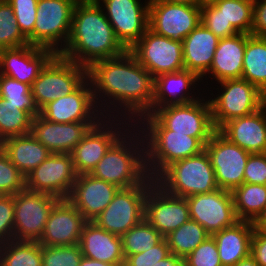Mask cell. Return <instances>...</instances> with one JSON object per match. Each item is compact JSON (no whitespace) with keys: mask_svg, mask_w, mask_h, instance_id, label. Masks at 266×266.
<instances>
[{"mask_svg":"<svg viewBox=\"0 0 266 266\" xmlns=\"http://www.w3.org/2000/svg\"><path fill=\"white\" fill-rule=\"evenodd\" d=\"M0 148L25 177L52 154L31 133L6 138Z\"/></svg>","mask_w":266,"mask_h":266,"instance_id":"obj_31","label":"cell"},{"mask_svg":"<svg viewBox=\"0 0 266 266\" xmlns=\"http://www.w3.org/2000/svg\"><path fill=\"white\" fill-rule=\"evenodd\" d=\"M88 221L67 199H60L50 211L38 243L42 246L79 244L84 225Z\"/></svg>","mask_w":266,"mask_h":266,"instance_id":"obj_21","label":"cell"},{"mask_svg":"<svg viewBox=\"0 0 266 266\" xmlns=\"http://www.w3.org/2000/svg\"><path fill=\"white\" fill-rule=\"evenodd\" d=\"M259 220H266V210H265V212L263 213V215L261 216V218Z\"/></svg>","mask_w":266,"mask_h":266,"instance_id":"obj_57","label":"cell"},{"mask_svg":"<svg viewBox=\"0 0 266 266\" xmlns=\"http://www.w3.org/2000/svg\"><path fill=\"white\" fill-rule=\"evenodd\" d=\"M77 176L70 153H52L26 176V189L67 199Z\"/></svg>","mask_w":266,"mask_h":266,"instance_id":"obj_16","label":"cell"},{"mask_svg":"<svg viewBox=\"0 0 266 266\" xmlns=\"http://www.w3.org/2000/svg\"><path fill=\"white\" fill-rule=\"evenodd\" d=\"M219 38L202 23L182 41L184 69L200 79L209 71Z\"/></svg>","mask_w":266,"mask_h":266,"instance_id":"obj_29","label":"cell"},{"mask_svg":"<svg viewBox=\"0 0 266 266\" xmlns=\"http://www.w3.org/2000/svg\"><path fill=\"white\" fill-rule=\"evenodd\" d=\"M201 23V5L149 1L148 28L173 40L183 39Z\"/></svg>","mask_w":266,"mask_h":266,"instance_id":"obj_17","label":"cell"},{"mask_svg":"<svg viewBox=\"0 0 266 266\" xmlns=\"http://www.w3.org/2000/svg\"><path fill=\"white\" fill-rule=\"evenodd\" d=\"M209 236L210 234L202 225L189 219L164 238L167 241L170 253L185 258Z\"/></svg>","mask_w":266,"mask_h":266,"instance_id":"obj_36","label":"cell"},{"mask_svg":"<svg viewBox=\"0 0 266 266\" xmlns=\"http://www.w3.org/2000/svg\"><path fill=\"white\" fill-rule=\"evenodd\" d=\"M246 46V33L219 39L209 71L201 78L203 86L209 82L241 79ZM208 76V77H207ZM208 78H211L210 80ZM205 79L206 81L204 82ZM208 79V81H207ZM208 83V84H207Z\"/></svg>","mask_w":266,"mask_h":266,"instance_id":"obj_27","label":"cell"},{"mask_svg":"<svg viewBox=\"0 0 266 266\" xmlns=\"http://www.w3.org/2000/svg\"><path fill=\"white\" fill-rule=\"evenodd\" d=\"M251 35H266V0H254Z\"/></svg>","mask_w":266,"mask_h":266,"instance_id":"obj_50","label":"cell"},{"mask_svg":"<svg viewBox=\"0 0 266 266\" xmlns=\"http://www.w3.org/2000/svg\"><path fill=\"white\" fill-rule=\"evenodd\" d=\"M0 97L14 105H25L35 116L39 115L31 86L0 74Z\"/></svg>","mask_w":266,"mask_h":266,"instance_id":"obj_40","label":"cell"},{"mask_svg":"<svg viewBox=\"0 0 266 266\" xmlns=\"http://www.w3.org/2000/svg\"><path fill=\"white\" fill-rule=\"evenodd\" d=\"M129 51L154 78L184 70L182 41L156 34L149 28Z\"/></svg>","mask_w":266,"mask_h":266,"instance_id":"obj_12","label":"cell"},{"mask_svg":"<svg viewBox=\"0 0 266 266\" xmlns=\"http://www.w3.org/2000/svg\"><path fill=\"white\" fill-rule=\"evenodd\" d=\"M28 44V39L16 23L13 8L7 1H0V50L23 47Z\"/></svg>","mask_w":266,"mask_h":266,"instance_id":"obj_39","label":"cell"},{"mask_svg":"<svg viewBox=\"0 0 266 266\" xmlns=\"http://www.w3.org/2000/svg\"><path fill=\"white\" fill-rule=\"evenodd\" d=\"M241 79L247 80L266 95V40L246 34Z\"/></svg>","mask_w":266,"mask_h":266,"instance_id":"obj_33","label":"cell"},{"mask_svg":"<svg viewBox=\"0 0 266 266\" xmlns=\"http://www.w3.org/2000/svg\"><path fill=\"white\" fill-rule=\"evenodd\" d=\"M145 141L146 169L156 179L173 162L200 154L205 146L196 138L172 130H140Z\"/></svg>","mask_w":266,"mask_h":266,"instance_id":"obj_7","label":"cell"},{"mask_svg":"<svg viewBox=\"0 0 266 266\" xmlns=\"http://www.w3.org/2000/svg\"><path fill=\"white\" fill-rule=\"evenodd\" d=\"M56 54L30 44L18 48L0 50V74L32 85L41 70Z\"/></svg>","mask_w":266,"mask_h":266,"instance_id":"obj_22","label":"cell"},{"mask_svg":"<svg viewBox=\"0 0 266 266\" xmlns=\"http://www.w3.org/2000/svg\"><path fill=\"white\" fill-rule=\"evenodd\" d=\"M216 84L219 86L216 85L213 90L216 89L217 94L216 90L214 94V91L210 90L208 86L204 88V93L210 95L207 98L216 130L232 119L254 113L265 104V94L247 80H225Z\"/></svg>","mask_w":266,"mask_h":266,"instance_id":"obj_6","label":"cell"},{"mask_svg":"<svg viewBox=\"0 0 266 266\" xmlns=\"http://www.w3.org/2000/svg\"><path fill=\"white\" fill-rule=\"evenodd\" d=\"M134 125L139 130H172L186 134L196 137L204 146L217 131L206 94L191 103L158 108L152 114L143 115Z\"/></svg>","mask_w":266,"mask_h":266,"instance_id":"obj_4","label":"cell"},{"mask_svg":"<svg viewBox=\"0 0 266 266\" xmlns=\"http://www.w3.org/2000/svg\"><path fill=\"white\" fill-rule=\"evenodd\" d=\"M82 257L79 244L42 246V266H79Z\"/></svg>","mask_w":266,"mask_h":266,"instance_id":"obj_41","label":"cell"},{"mask_svg":"<svg viewBox=\"0 0 266 266\" xmlns=\"http://www.w3.org/2000/svg\"><path fill=\"white\" fill-rule=\"evenodd\" d=\"M26 188V177L0 148V195H15Z\"/></svg>","mask_w":266,"mask_h":266,"instance_id":"obj_42","label":"cell"},{"mask_svg":"<svg viewBox=\"0 0 266 266\" xmlns=\"http://www.w3.org/2000/svg\"><path fill=\"white\" fill-rule=\"evenodd\" d=\"M13 8L16 23L23 35L33 46V30L36 21L38 0H7Z\"/></svg>","mask_w":266,"mask_h":266,"instance_id":"obj_43","label":"cell"},{"mask_svg":"<svg viewBox=\"0 0 266 266\" xmlns=\"http://www.w3.org/2000/svg\"><path fill=\"white\" fill-rule=\"evenodd\" d=\"M170 250L166 239L144 252L129 255L125 259L124 266H154L160 260L166 258Z\"/></svg>","mask_w":266,"mask_h":266,"instance_id":"obj_46","label":"cell"},{"mask_svg":"<svg viewBox=\"0 0 266 266\" xmlns=\"http://www.w3.org/2000/svg\"><path fill=\"white\" fill-rule=\"evenodd\" d=\"M79 266H116V265L110 263H104L102 261L92 260L83 256Z\"/></svg>","mask_w":266,"mask_h":266,"instance_id":"obj_52","label":"cell"},{"mask_svg":"<svg viewBox=\"0 0 266 266\" xmlns=\"http://www.w3.org/2000/svg\"><path fill=\"white\" fill-rule=\"evenodd\" d=\"M201 23L219 39L231 37L239 32L223 18L221 11L212 3L201 5Z\"/></svg>","mask_w":266,"mask_h":266,"instance_id":"obj_45","label":"cell"},{"mask_svg":"<svg viewBox=\"0 0 266 266\" xmlns=\"http://www.w3.org/2000/svg\"><path fill=\"white\" fill-rule=\"evenodd\" d=\"M250 255L260 266H266V233L256 225L252 234Z\"/></svg>","mask_w":266,"mask_h":266,"instance_id":"obj_49","label":"cell"},{"mask_svg":"<svg viewBox=\"0 0 266 266\" xmlns=\"http://www.w3.org/2000/svg\"><path fill=\"white\" fill-rule=\"evenodd\" d=\"M39 115L57 123L99 122L104 118L95 104L88 78L71 94L44 105Z\"/></svg>","mask_w":266,"mask_h":266,"instance_id":"obj_19","label":"cell"},{"mask_svg":"<svg viewBox=\"0 0 266 266\" xmlns=\"http://www.w3.org/2000/svg\"><path fill=\"white\" fill-rule=\"evenodd\" d=\"M13 196V239L38 241L42 236L50 211L60 199L26 188Z\"/></svg>","mask_w":266,"mask_h":266,"instance_id":"obj_13","label":"cell"},{"mask_svg":"<svg viewBox=\"0 0 266 266\" xmlns=\"http://www.w3.org/2000/svg\"><path fill=\"white\" fill-rule=\"evenodd\" d=\"M132 125L124 118H102L70 153L76 173L91 174L110 147Z\"/></svg>","mask_w":266,"mask_h":266,"instance_id":"obj_11","label":"cell"},{"mask_svg":"<svg viewBox=\"0 0 266 266\" xmlns=\"http://www.w3.org/2000/svg\"><path fill=\"white\" fill-rule=\"evenodd\" d=\"M184 266H222L218 247L212 235L184 258Z\"/></svg>","mask_w":266,"mask_h":266,"instance_id":"obj_44","label":"cell"},{"mask_svg":"<svg viewBox=\"0 0 266 266\" xmlns=\"http://www.w3.org/2000/svg\"><path fill=\"white\" fill-rule=\"evenodd\" d=\"M155 181L168 194L183 198L218 189L214 169L206 150L173 162Z\"/></svg>","mask_w":266,"mask_h":266,"instance_id":"obj_5","label":"cell"},{"mask_svg":"<svg viewBox=\"0 0 266 266\" xmlns=\"http://www.w3.org/2000/svg\"><path fill=\"white\" fill-rule=\"evenodd\" d=\"M93 97L103 117L124 118L135 124L152 114L154 77L126 50L94 62L87 69Z\"/></svg>","mask_w":266,"mask_h":266,"instance_id":"obj_1","label":"cell"},{"mask_svg":"<svg viewBox=\"0 0 266 266\" xmlns=\"http://www.w3.org/2000/svg\"><path fill=\"white\" fill-rule=\"evenodd\" d=\"M104 10L114 34L122 46L129 50L148 30L149 1L96 0Z\"/></svg>","mask_w":266,"mask_h":266,"instance_id":"obj_14","label":"cell"},{"mask_svg":"<svg viewBox=\"0 0 266 266\" xmlns=\"http://www.w3.org/2000/svg\"><path fill=\"white\" fill-rule=\"evenodd\" d=\"M218 188L232 191L244 183V170L250 153L231 143L218 130L206 143Z\"/></svg>","mask_w":266,"mask_h":266,"instance_id":"obj_15","label":"cell"},{"mask_svg":"<svg viewBox=\"0 0 266 266\" xmlns=\"http://www.w3.org/2000/svg\"><path fill=\"white\" fill-rule=\"evenodd\" d=\"M200 83L201 79L194 72L185 69L158 75L154 78L152 113L165 106L186 104L198 100L205 92ZM198 86L201 88L199 89Z\"/></svg>","mask_w":266,"mask_h":266,"instance_id":"obj_23","label":"cell"},{"mask_svg":"<svg viewBox=\"0 0 266 266\" xmlns=\"http://www.w3.org/2000/svg\"><path fill=\"white\" fill-rule=\"evenodd\" d=\"M87 79V68L56 54L31 85V93L40 110L47 103L71 94Z\"/></svg>","mask_w":266,"mask_h":266,"instance_id":"obj_9","label":"cell"},{"mask_svg":"<svg viewBox=\"0 0 266 266\" xmlns=\"http://www.w3.org/2000/svg\"><path fill=\"white\" fill-rule=\"evenodd\" d=\"M0 266H42L38 241L10 240L0 244Z\"/></svg>","mask_w":266,"mask_h":266,"instance_id":"obj_35","label":"cell"},{"mask_svg":"<svg viewBox=\"0 0 266 266\" xmlns=\"http://www.w3.org/2000/svg\"><path fill=\"white\" fill-rule=\"evenodd\" d=\"M125 259L160 243L164 236L157 231L145 218L121 236Z\"/></svg>","mask_w":266,"mask_h":266,"instance_id":"obj_37","label":"cell"},{"mask_svg":"<svg viewBox=\"0 0 266 266\" xmlns=\"http://www.w3.org/2000/svg\"><path fill=\"white\" fill-rule=\"evenodd\" d=\"M154 266H184V258L170 253L166 258L160 260Z\"/></svg>","mask_w":266,"mask_h":266,"instance_id":"obj_51","label":"cell"},{"mask_svg":"<svg viewBox=\"0 0 266 266\" xmlns=\"http://www.w3.org/2000/svg\"><path fill=\"white\" fill-rule=\"evenodd\" d=\"M255 223L239 220L233 226L212 234L222 266H234L250 255Z\"/></svg>","mask_w":266,"mask_h":266,"instance_id":"obj_30","label":"cell"},{"mask_svg":"<svg viewBox=\"0 0 266 266\" xmlns=\"http://www.w3.org/2000/svg\"><path fill=\"white\" fill-rule=\"evenodd\" d=\"M218 131L250 154L266 153V104L252 114L228 121Z\"/></svg>","mask_w":266,"mask_h":266,"instance_id":"obj_26","label":"cell"},{"mask_svg":"<svg viewBox=\"0 0 266 266\" xmlns=\"http://www.w3.org/2000/svg\"><path fill=\"white\" fill-rule=\"evenodd\" d=\"M91 175L120 189L138 186L149 177L145 141L134 124L110 147Z\"/></svg>","mask_w":266,"mask_h":266,"instance_id":"obj_3","label":"cell"},{"mask_svg":"<svg viewBox=\"0 0 266 266\" xmlns=\"http://www.w3.org/2000/svg\"><path fill=\"white\" fill-rule=\"evenodd\" d=\"M201 1V5H203V4H210V3H213V2H215V1H217V0H200Z\"/></svg>","mask_w":266,"mask_h":266,"instance_id":"obj_56","label":"cell"},{"mask_svg":"<svg viewBox=\"0 0 266 266\" xmlns=\"http://www.w3.org/2000/svg\"><path fill=\"white\" fill-rule=\"evenodd\" d=\"M34 117L25 105H14L0 97V143L12 136L30 134Z\"/></svg>","mask_w":266,"mask_h":266,"instance_id":"obj_34","label":"cell"},{"mask_svg":"<svg viewBox=\"0 0 266 266\" xmlns=\"http://www.w3.org/2000/svg\"><path fill=\"white\" fill-rule=\"evenodd\" d=\"M120 188L91 174L78 175L67 200L92 222L113 200Z\"/></svg>","mask_w":266,"mask_h":266,"instance_id":"obj_25","label":"cell"},{"mask_svg":"<svg viewBox=\"0 0 266 266\" xmlns=\"http://www.w3.org/2000/svg\"><path fill=\"white\" fill-rule=\"evenodd\" d=\"M150 1H162L174 4L201 5L200 0H150Z\"/></svg>","mask_w":266,"mask_h":266,"instance_id":"obj_53","label":"cell"},{"mask_svg":"<svg viewBox=\"0 0 266 266\" xmlns=\"http://www.w3.org/2000/svg\"><path fill=\"white\" fill-rule=\"evenodd\" d=\"M255 225L260 227L266 233V220H258Z\"/></svg>","mask_w":266,"mask_h":266,"instance_id":"obj_55","label":"cell"},{"mask_svg":"<svg viewBox=\"0 0 266 266\" xmlns=\"http://www.w3.org/2000/svg\"><path fill=\"white\" fill-rule=\"evenodd\" d=\"M97 123H57L37 115L32 120L30 133L51 153H71Z\"/></svg>","mask_w":266,"mask_h":266,"instance_id":"obj_24","label":"cell"},{"mask_svg":"<svg viewBox=\"0 0 266 266\" xmlns=\"http://www.w3.org/2000/svg\"><path fill=\"white\" fill-rule=\"evenodd\" d=\"M14 196L0 195V244L13 240Z\"/></svg>","mask_w":266,"mask_h":266,"instance_id":"obj_47","label":"cell"},{"mask_svg":"<svg viewBox=\"0 0 266 266\" xmlns=\"http://www.w3.org/2000/svg\"><path fill=\"white\" fill-rule=\"evenodd\" d=\"M239 33L251 34L254 1L217 0L212 3Z\"/></svg>","mask_w":266,"mask_h":266,"instance_id":"obj_38","label":"cell"},{"mask_svg":"<svg viewBox=\"0 0 266 266\" xmlns=\"http://www.w3.org/2000/svg\"><path fill=\"white\" fill-rule=\"evenodd\" d=\"M144 218L165 237L190 219L186 198L168 194L155 182L146 194Z\"/></svg>","mask_w":266,"mask_h":266,"instance_id":"obj_20","label":"cell"},{"mask_svg":"<svg viewBox=\"0 0 266 266\" xmlns=\"http://www.w3.org/2000/svg\"><path fill=\"white\" fill-rule=\"evenodd\" d=\"M190 219L198 222L210 234L238 222L231 191L217 190L186 197Z\"/></svg>","mask_w":266,"mask_h":266,"instance_id":"obj_18","label":"cell"},{"mask_svg":"<svg viewBox=\"0 0 266 266\" xmlns=\"http://www.w3.org/2000/svg\"><path fill=\"white\" fill-rule=\"evenodd\" d=\"M234 266H260L255 259L249 255L248 257L241 259Z\"/></svg>","mask_w":266,"mask_h":266,"instance_id":"obj_54","label":"cell"},{"mask_svg":"<svg viewBox=\"0 0 266 266\" xmlns=\"http://www.w3.org/2000/svg\"><path fill=\"white\" fill-rule=\"evenodd\" d=\"M125 51L97 1L79 0L73 10L67 44L58 55L88 69L94 62Z\"/></svg>","mask_w":266,"mask_h":266,"instance_id":"obj_2","label":"cell"},{"mask_svg":"<svg viewBox=\"0 0 266 266\" xmlns=\"http://www.w3.org/2000/svg\"><path fill=\"white\" fill-rule=\"evenodd\" d=\"M79 0H38L33 46L59 54L67 44L73 10Z\"/></svg>","mask_w":266,"mask_h":266,"instance_id":"obj_8","label":"cell"},{"mask_svg":"<svg viewBox=\"0 0 266 266\" xmlns=\"http://www.w3.org/2000/svg\"><path fill=\"white\" fill-rule=\"evenodd\" d=\"M79 246L86 258L124 266L125 256L121 237L99 228L94 222H87L84 225Z\"/></svg>","mask_w":266,"mask_h":266,"instance_id":"obj_28","label":"cell"},{"mask_svg":"<svg viewBox=\"0 0 266 266\" xmlns=\"http://www.w3.org/2000/svg\"><path fill=\"white\" fill-rule=\"evenodd\" d=\"M244 183L266 185V153L250 154L244 170Z\"/></svg>","mask_w":266,"mask_h":266,"instance_id":"obj_48","label":"cell"},{"mask_svg":"<svg viewBox=\"0 0 266 266\" xmlns=\"http://www.w3.org/2000/svg\"><path fill=\"white\" fill-rule=\"evenodd\" d=\"M155 182L148 177L138 186L119 189L110 204L92 222L109 233L125 234L144 219L146 194Z\"/></svg>","mask_w":266,"mask_h":266,"instance_id":"obj_10","label":"cell"},{"mask_svg":"<svg viewBox=\"0 0 266 266\" xmlns=\"http://www.w3.org/2000/svg\"><path fill=\"white\" fill-rule=\"evenodd\" d=\"M231 193L238 220L256 223L266 210V185L243 183Z\"/></svg>","mask_w":266,"mask_h":266,"instance_id":"obj_32","label":"cell"}]
</instances>
